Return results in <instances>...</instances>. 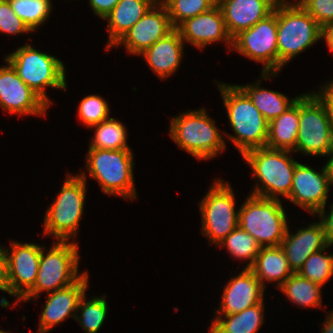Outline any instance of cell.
<instances>
[{
    "mask_svg": "<svg viewBox=\"0 0 333 333\" xmlns=\"http://www.w3.org/2000/svg\"><path fill=\"white\" fill-rule=\"evenodd\" d=\"M218 245L227 247L231 256L236 257L237 259H249V263H247L245 268H250L253 265L261 248L257 241L239 226Z\"/></svg>",
    "mask_w": 333,
    "mask_h": 333,
    "instance_id": "30",
    "label": "cell"
},
{
    "mask_svg": "<svg viewBox=\"0 0 333 333\" xmlns=\"http://www.w3.org/2000/svg\"><path fill=\"white\" fill-rule=\"evenodd\" d=\"M264 303L253 305L241 312L217 316L211 321L210 333H257L264 321Z\"/></svg>",
    "mask_w": 333,
    "mask_h": 333,
    "instance_id": "26",
    "label": "cell"
},
{
    "mask_svg": "<svg viewBox=\"0 0 333 333\" xmlns=\"http://www.w3.org/2000/svg\"><path fill=\"white\" fill-rule=\"evenodd\" d=\"M0 32L13 35L32 32L15 14L9 0H0Z\"/></svg>",
    "mask_w": 333,
    "mask_h": 333,
    "instance_id": "36",
    "label": "cell"
},
{
    "mask_svg": "<svg viewBox=\"0 0 333 333\" xmlns=\"http://www.w3.org/2000/svg\"><path fill=\"white\" fill-rule=\"evenodd\" d=\"M321 287L298 273H293L279 289L294 304L322 308Z\"/></svg>",
    "mask_w": 333,
    "mask_h": 333,
    "instance_id": "28",
    "label": "cell"
},
{
    "mask_svg": "<svg viewBox=\"0 0 333 333\" xmlns=\"http://www.w3.org/2000/svg\"><path fill=\"white\" fill-rule=\"evenodd\" d=\"M328 247L329 245L311 254L298 272L302 277L322 287L333 276V254L322 253Z\"/></svg>",
    "mask_w": 333,
    "mask_h": 333,
    "instance_id": "33",
    "label": "cell"
},
{
    "mask_svg": "<svg viewBox=\"0 0 333 333\" xmlns=\"http://www.w3.org/2000/svg\"><path fill=\"white\" fill-rule=\"evenodd\" d=\"M75 242L56 241L47 253L42 245L39 268L34 286L19 300L37 298L41 291L51 293L75 283L83 273H78L79 252Z\"/></svg>",
    "mask_w": 333,
    "mask_h": 333,
    "instance_id": "7",
    "label": "cell"
},
{
    "mask_svg": "<svg viewBox=\"0 0 333 333\" xmlns=\"http://www.w3.org/2000/svg\"><path fill=\"white\" fill-rule=\"evenodd\" d=\"M109 105L98 95L84 97L78 107V115L87 127H93L109 117Z\"/></svg>",
    "mask_w": 333,
    "mask_h": 333,
    "instance_id": "35",
    "label": "cell"
},
{
    "mask_svg": "<svg viewBox=\"0 0 333 333\" xmlns=\"http://www.w3.org/2000/svg\"><path fill=\"white\" fill-rule=\"evenodd\" d=\"M279 0H228L220 8L229 35L249 29L271 14Z\"/></svg>",
    "mask_w": 333,
    "mask_h": 333,
    "instance_id": "21",
    "label": "cell"
},
{
    "mask_svg": "<svg viewBox=\"0 0 333 333\" xmlns=\"http://www.w3.org/2000/svg\"><path fill=\"white\" fill-rule=\"evenodd\" d=\"M260 81L258 80L257 83L250 85L237 86L250 98L251 102L268 122L284 113L300 97L288 99L286 95L280 92L260 88Z\"/></svg>",
    "mask_w": 333,
    "mask_h": 333,
    "instance_id": "27",
    "label": "cell"
},
{
    "mask_svg": "<svg viewBox=\"0 0 333 333\" xmlns=\"http://www.w3.org/2000/svg\"><path fill=\"white\" fill-rule=\"evenodd\" d=\"M238 226L248 232L261 247L280 246L289 227L279 198L252 194L239 209Z\"/></svg>",
    "mask_w": 333,
    "mask_h": 333,
    "instance_id": "9",
    "label": "cell"
},
{
    "mask_svg": "<svg viewBox=\"0 0 333 333\" xmlns=\"http://www.w3.org/2000/svg\"><path fill=\"white\" fill-rule=\"evenodd\" d=\"M202 234L216 246L238 227L239 211L235 210V196L230 183L221 179L213 185L199 203Z\"/></svg>",
    "mask_w": 333,
    "mask_h": 333,
    "instance_id": "11",
    "label": "cell"
},
{
    "mask_svg": "<svg viewBox=\"0 0 333 333\" xmlns=\"http://www.w3.org/2000/svg\"><path fill=\"white\" fill-rule=\"evenodd\" d=\"M183 42L179 31L174 28L140 55L146 59L149 67L159 78L165 79L179 68L183 55Z\"/></svg>",
    "mask_w": 333,
    "mask_h": 333,
    "instance_id": "22",
    "label": "cell"
},
{
    "mask_svg": "<svg viewBox=\"0 0 333 333\" xmlns=\"http://www.w3.org/2000/svg\"><path fill=\"white\" fill-rule=\"evenodd\" d=\"M322 27L298 3L277 2L278 71L321 39Z\"/></svg>",
    "mask_w": 333,
    "mask_h": 333,
    "instance_id": "2",
    "label": "cell"
},
{
    "mask_svg": "<svg viewBox=\"0 0 333 333\" xmlns=\"http://www.w3.org/2000/svg\"><path fill=\"white\" fill-rule=\"evenodd\" d=\"M10 244L11 251L5 248L9 294L17 298V304L36 282L42 246L16 241Z\"/></svg>",
    "mask_w": 333,
    "mask_h": 333,
    "instance_id": "13",
    "label": "cell"
},
{
    "mask_svg": "<svg viewBox=\"0 0 333 333\" xmlns=\"http://www.w3.org/2000/svg\"><path fill=\"white\" fill-rule=\"evenodd\" d=\"M265 288V280L276 281L280 288L293 274L281 246L261 247L256 260L249 268Z\"/></svg>",
    "mask_w": 333,
    "mask_h": 333,
    "instance_id": "24",
    "label": "cell"
},
{
    "mask_svg": "<svg viewBox=\"0 0 333 333\" xmlns=\"http://www.w3.org/2000/svg\"><path fill=\"white\" fill-rule=\"evenodd\" d=\"M232 48L257 63H263L265 66L262 68V78L269 80L272 75L276 77L278 74L277 4L266 18L235 35L232 38Z\"/></svg>",
    "mask_w": 333,
    "mask_h": 333,
    "instance_id": "12",
    "label": "cell"
},
{
    "mask_svg": "<svg viewBox=\"0 0 333 333\" xmlns=\"http://www.w3.org/2000/svg\"><path fill=\"white\" fill-rule=\"evenodd\" d=\"M218 83L229 123L235 135H227L241 155L266 147L269 122L254 106L250 98L237 86Z\"/></svg>",
    "mask_w": 333,
    "mask_h": 333,
    "instance_id": "1",
    "label": "cell"
},
{
    "mask_svg": "<svg viewBox=\"0 0 333 333\" xmlns=\"http://www.w3.org/2000/svg\"><path fill=\"white\" fill-rule=\"evenodd\" d=\"M173 29L166 7L155 3L115 46L123 44L133 55H140Z\"/></svg>",
    "mask_w": 333,
    "mask_h": 333,
    "instance_id": "16",
    "label": "cell"
},
{
    "mask_svg": "<svg viewBox=\"0 0 333 333\" xmlns=\"http://www.w3.org/2000/svg\"><path fill=\"white\" fill-rule=\"evenodd\" d=\"M333 148V120L326 103L315 93L299 97V129L293 152L326 156Z\"/></svg>",
    "mask_w": 333,
    "mask_h": 333,
    "instance_id": "10",
    "label": "cell"
},
{
    "mask_svg": "<svg viewBox=\"0 0 333 333\" xmlns=\"http://www.w3.org/2000/svg\"><path fill=\"white\" fill-rule=\"evenodd\" d=\"M88 276V271L83 272L75 283L47 294L48 298L41 313L38 333H47L66 317L71 316L75 319L79 301L88 287Z\"/></svg>",
    "mask_w": 333,
    "mask_h": 333,
    "instance_id": "18",
    "label": "cell"
},
{
    "mask_svg": "<svg viewBox=\"0 0 333 333\" xmlns=\"http://www.w3.org/2000/svg\"><path fill=\"white\" fill-rule=\"evenodd\" d=\"M0 291L9 293L7 258L5 248L0 245Z\"/></svg>",
    "mask_w": 333,
    "mask_h": 333,
    "instance_id": "40",
    "label": "cell"
},
{
    "mask_svg": "<svg viewBox=\"0 0 333 333\" xmlns=\"http://www.w3.org/2000/svg\"><path fill=\"white\" fill-rule=\"evenodd\" d=\"M299 129V98L280 116L268 125L266 147L270 149L294 151Z\"/></svg>",
    "mask_w": 333,
    "mask_h": 333,
    "instance_id": "25",
    "label": "cell"
},
{
    "mask_svg": "<svg viewBox=\"0 0 333 333\" xmlns=\"http://www.w3.org/2000/svg\"><path fill=\"white\" fill-rule=\"evenodd\" d=\"M321 39H325L328 48L333 52V22L322 27Z\"/></svg>",
    "mask_w": 333,
    "mask_h": 333,
    "instance_id": "42",
    "label": "cell"
},
{
    "mask_svg": "<svg viewBox=\"0 0 333 333\" xmlns=\"http://www.w3.org/2000/svg\"><path fill=\"white\" fill-rule=\"evenodd\" d=\"M86 168L90 176L98 181L103 192L119 195L125 199H136L131 149L89 148Z\"/></svg>",
    "mask_w": 333,
    "mask_h": 333,
    "instance_id": "6",
    "label": "cell"
},
{
    "mask_svg": "<svg viewBox=\"0 0 333 333\" xmlns=\"http://www.w3.org/2000/svg\"><path fill=\"white\" fill-rule=\"evenodd\" d=\"M330 207L331 208L329 213H325V208H323L320 209L316 214H318L320 222L324 228V236L327 245L331 247L333 245V204L330 205Z\"/></svg>",
    "mask_w": 333,
    "mask_h": 333,
    "instance_id": "38",
    "label": "cell"
},
{
    "mask_svg": "<svg viewBox=\"0 0 333 333\" xmlns=\"http://www.w3.org/2000/svg\"><path fill=\"white\" fill-rule=\"evenodd\" d=\"M16 70L19 78L38 94L49 106L50 99L45 89H66L65 66L55 56L40 52L30 44L21 46L5 59Z\"/></svg>",
    "mask_w": 333,
    "mask_h": 333,
    "instance_id": "5",
    "label": "cell"
},
{
    "mask_svg": "<svg viewBox=\"0 0 333 333\" xmlns=\"http://www.w3.org/2000/svg\"><path fill=\"white\" fill-rule=\"evenodd\" d=\"M119 0H89L90 7L95 15L104 19L116 6Z\"/></svg>",
    "mask_w": 333,
    "mask_h": 333,
    "instance_id": "39",
    "label": "cell"
},
{
    "mask_svg": "<svg viewBox=\"0 0 333 333\" xmlns=\"http://www.w3.org/2000/svg\"><path fill=\"white\" fill-rule=\"evenodd\" d=\"M95 135L89 144L93 149H130L127 144V129L122 122L114 118H108L103 122L93 126Z\"/></svg>",
    "mask_w": 333,
    "mask_h": 333,
    "instance_id": "29",
    "label": "cell"
},
{
    "mask_svg": "<svg viewBox=\"0 0 333 333\" xmlns=\"http://www.w3.org/2000/svg\"><path fill=\"white\" fill-rule=\"evenodd\" d=\"M326 156L331 157V158H329V161L326 163L325 167H326V170H327V172L330 176V179L333 183V148L330 150V152Z\"/></svg>",
    "mask_w": 333,
    "mask_h": 333,
    "instance_id": "44",
    "label": "cell"
},
{
    "mask_svg": "<svg viewBox=\"0 0 333 333\" xmlns=\"http://www.w3.org/2000/svg\"><path fill=\"white\" fill-rule=\"evenodd\" d=\"M176 29L184 42L200 49L221 40L225 41L228 47H232V37L227 31L220 7H213L209 11L189 18Z\"/></svg>",
    "mask_w": 333,
    "mask_h": 333,
    "instance_id": "17",
    "label": "cell"
},
{
    "mask_svg": "<svg viewBox=\"0 0 333 333\" xmlns=\"http://www.w3.org/2000/svg\"><path fill=\"white\" fill-rule=\"evenodd\" d=\"M328 314L327 320L324 322L322 333H333V311Z\"/></svg>",
    "mask_w": 333,
    "mask_h": 333,
    "instance_id": "43",
    "label": "cell"
},
{
    "mask_svg": "<svg viewBox=\"0 0 333 333\" xmlns=\"http://www.w3.org/2000/svg\"><path fill=\"white\" fill-rule=\"evenodd\" d=\"M155 0H119L104 18L108 20L109 41L106 48L116 43L143 17L155 4Z\"/></svg>",
    "mask_w": 333,
    "mask_h": 333,
    "instance_id": "23",
    "label": "cell"
},
{
    "mask_svg": "<svg viewBox=\"0 0 333 333\" xmlns=\"http://www.w3.org/2000/svg\"><path fill=\"white\" fill-rule=\"evenodd\" d=\"M164 6L173 28H177L185 20L214 7L209 0H168Z\"/></svg>",
    "mask_w": 333,
    "mask_h": 333,
    "instance_id": "34",
    "label": "cell"
},
{
    "mask_svg": "<svg viewBox=\"0 0 333 333\" xmlns=\"http://www.w3.org/2000/svg\"><path fill=\"white\" fill-rule=\"evenodd\" d=\"M15 14L33 32L46 22L50 15L51 0H9Z\"/></svg>",
    "mask_w": 333,
    "mask_h": 333,
    "instance_id": "32",
    "label": "cell"
},
{
    "mask_svg": "<svg viewBox=\"0 0 333 333\" xmlns=\"http://www.w3.org/2000/svg\"><path fill=\"white\" fill-rule=\"evenodd\" d=\"M86 294L80 299L77 312H80V316L75 317L80 326L87 333H97L101 328L104 320L107 316L108 306L105 295L102 297H92L90 300H86Z\"/></svg>",
    "mask_w": 333,
    "mask_h": 333,
    "instance_id": "31",
    "label": "cell"
},
{
    "mask_svg": "<svg viewBox=\"0 0 333 333\" xmlns=\"http://www.w3.org/2000/svg\"><path fill=\"white\" fill-rule=\"evenodd\" d=\"M170 136L196 159H210L226 149L222 134L205 110H190L172 118Z\"/></svg>",
    "mask_w": 333,
    "mask_h": 333,
    "instance_id": "4",
    "label": "cell"
},
{
    "mask_svg": "<svg viewBox=\"0 0 333 333\" xmlns=\"http://www.w3.org/2000/svg\"><path fill=\"white\" fill-rule=\"evenodd\" d=\"M332 184L325 166L318 173L310 166L298 162L287 198L315 216L320 209L326 208L327 194Z\"/></svg>",
    "mask_w": 333,
    "mask_h": 333,
    "instance_id": "15",
    "label": "cell"
},
{
    "mask_svg": "<svg viewBox=\"0 0 333 333\" xmlns=\"http://www.w3.org/2000/svg\"><path fill=\"white\" fill-rule=\"evenodd\" d=\"M214 7H221L228 0H209Z\"/></svg>",
    "mask_w": 333,
    "mask_h": 333,
    "instance_id": "45",
    "label": "cell"
},
{
    "mask_svg": "<svg viewBox=\"0 0 333 333\" xmlns=\"http://www.w3.org/2000/svg\"><path fill=\"white\" fill-rule=\"evenodd\" d=\"M317 95L326 103L331 119L333 120V81L322 86Z\"/></svg>",
    "mask_w": 333,
    "mask_h": 333,
    "instance_id": "41",
    "label": "cell"
},
{
    "mask_svg": "<svg viewBox=\"0 0 333 333\" xmlns=\"http://www.w3.org/2000/svg\"><path fill=\"white\" fill-rule=\"evenodd\" d=\"M298 3L321 27L333 22V0H299Z\"/></svg>",
    "mask_w": 333,
    "mask_h": 333,
    "instance_id": "37",
    "label": "cell"
},
{
    "mask_svg": "<svg viewBox=\"0 0 333 333\" xmlns=\"http://www.w3.org/2000/svg\"><path fill=\"white\" fill-rule=\"evenodd\" d=\"M0 67V106L8 113L46 115L49 105L27 86L12 65Z\"/></svg>",
    "mask_w": 333,
    "mask_h": 333,
    "instance_id": "14",
    "label": "cell"
},
{
    "mask_svg": "<svg viewBox=\"0 0 333 333\" xmlns=\"http://www.w3.org/2000/svg\"><path fill=\"white\" fill-rule=\"evenodd\" d=\"M86 174L67 176L55 201L48 207L44 219V235L59 241H69L78 233L86 196Z\"/></svg>",
    "mask_w": 333,
    "mask_h": 333,
    "instance_id": "8",
    "label": "cell"
},
{
    "mask_svg": "<svg viewBox=\"0 0 333 333\" xmlns=\"http://www.w3.org/2000/svg\"><path fill=\"white\" fill-rule=\"evenodd\" d=\"M290 153L292 151L260 147L242 155L259 182L252 195L272 199L278 198L277 194L285 198L289 196L298 163L289 156Z\"/></svg>",
    "mask_w": 333,
    "mask_h": 333,
    "instance_id": "3",
    "label": "cell"
},
{
    "mask_svg": "<svg viewBox=\"0 0 333 333\" xmlns=\"http://www.w3.org/2000/svg\"><path fill=\"white\" fill-rule=\"evenodd\" d=\"M168 0H155L156 3L158 4H165Z\"/></svg>",
    "mask_w": 333,
    "mask_h": 333,
    "instance_id": "46",
    "label": "cell"
},
{
    "mask_svg": "<svg viewBox=\"0 0 333 333\" xmlns=\"http://www.w3.org/2000/svg\"><path fill=\"white\" fill-rule=\"evenodd\" d=\"M264 287L249 268H244L238 276L225 285L218 316L235 314L253 305L262 303Z\"/></svg>",
    "mask_w": 333,
    "mask_h": 333,
    "instance_id": "19",
    "label": "cell"
},
{
    "mask_svg": "<svg viewBox=\"0 0 333 333\" xmlns=\"http://www.w3.org/2000/svg\"><path fill=\"white\" fill-rule=\"evenodd\" d=\"M297 230L294 235L287 228L280 245L293 273L299 272L311 254L327 246L321 222L311 223L306 228Z\"/></svg>",
    "mask_w": 333,
    "mask_h": 333,
    "instance_id": "20",
    "label": "cell"
},
{
    "mask_svg": "<svg viewBox=\"0 0 333 333\" xmlns=\"http://www.w3.org/2000/svg\"><path fill=\"white\" fill-rule=\"evenodd\" d=\"M0 333H9V332H6V331H3V330H0Z\"/></svg>",
    "mask_w": 333,
    "mask_h": 333,
    "instance_id": "47",
    "label": "cell"
}]
</instances>
